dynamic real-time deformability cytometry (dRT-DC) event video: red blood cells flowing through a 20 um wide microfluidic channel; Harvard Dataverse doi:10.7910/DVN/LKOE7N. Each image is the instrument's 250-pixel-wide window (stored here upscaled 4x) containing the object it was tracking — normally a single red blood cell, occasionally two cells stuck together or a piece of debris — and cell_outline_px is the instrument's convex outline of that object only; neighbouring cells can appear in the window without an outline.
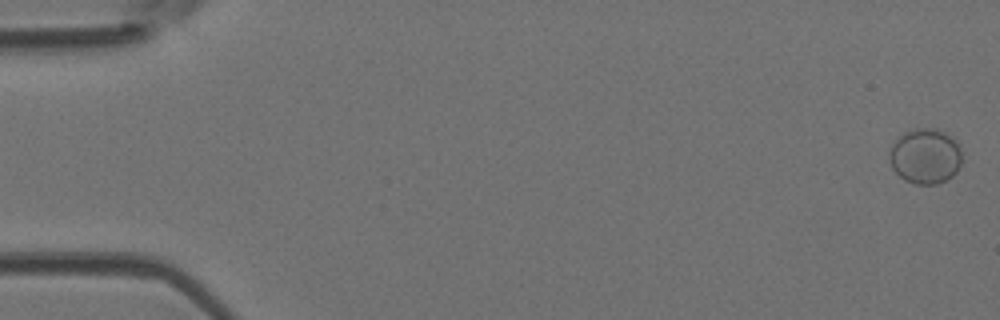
{"species": "Egyptian fruit bat (a non-hibernating species)", "species_latin": "Rousettus aegyptiacus", "temperature_condition": "room temperature", "stored_images_in_passage": 50, "camera_frame_rate_fps": 3000, "um_per_image_px": 0.085, "animal": {"sex": "female"}, "frame": {"image": 1, "passage_image": 1, "time_ms": 0.0, "image_size_px": [1000, 320], "cell_outline_px": [[964, 160], [956, 172], [952, 176], [936, 184], [916, 184], [904, 180], [892, 168], [888, 156], [888, 152], [892, 144], [904, 132], [916, 128], [936, 128], [944, 132], [956, 140], [960, 148]], "centroid_in_image_um": [78.66, 13.27], "position_along_channel_um": 6.3, "area_um2": 23.64}}
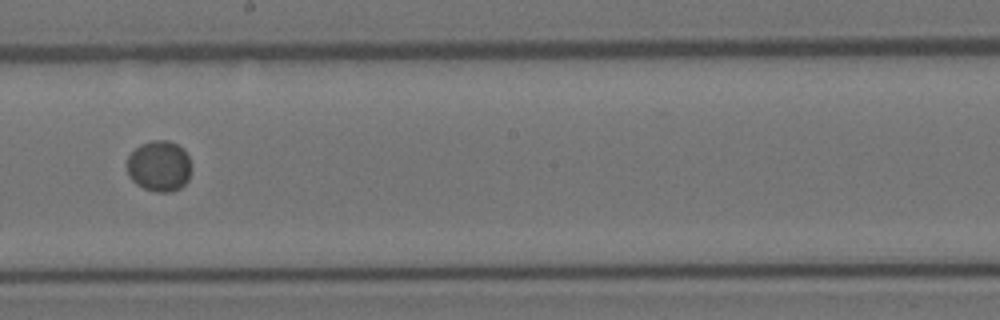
{"frame": {"image": 2, "passage_image": 29, "time_ms": 9.333, "image_size_px": [1000, 320], "cell_outline_px": [[192, 164], [188, 180], [180, 188], [172, 192], [156, 192], [144, 188], [136, 184], [128, 176], [128, 156], [140, 144], [152, 140], [168, 140], [184, 148]], "centroid_in_image_um": [13.55, 14.11], "position_along_channel_um": 234.6, "area_um2": 19.25}}
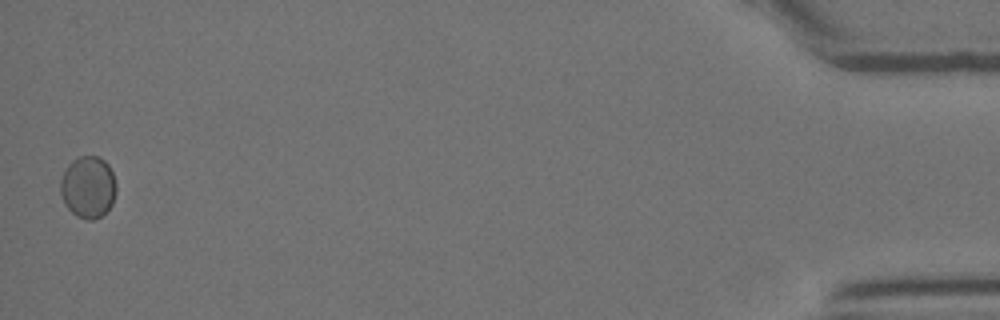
{"frame": {"image": 3, "passage_image": 50, "time_ms": 16.333, "image_size_px": [1000, 320], "cell_outline_px": [[116, 192], [112, 204], [100, 216], [92, 220], [88, 220], [76, 216], [64, 204], [60, 192], [60, 180], [64, 168], [72, 160], [80, 156], [100, 156], [108, 164], [112, 172], [116, 184]], "centroid_in_image_um": [7.47, 15.88], "position_along_channel_um": 427.7, "area_um2": 20.29}}